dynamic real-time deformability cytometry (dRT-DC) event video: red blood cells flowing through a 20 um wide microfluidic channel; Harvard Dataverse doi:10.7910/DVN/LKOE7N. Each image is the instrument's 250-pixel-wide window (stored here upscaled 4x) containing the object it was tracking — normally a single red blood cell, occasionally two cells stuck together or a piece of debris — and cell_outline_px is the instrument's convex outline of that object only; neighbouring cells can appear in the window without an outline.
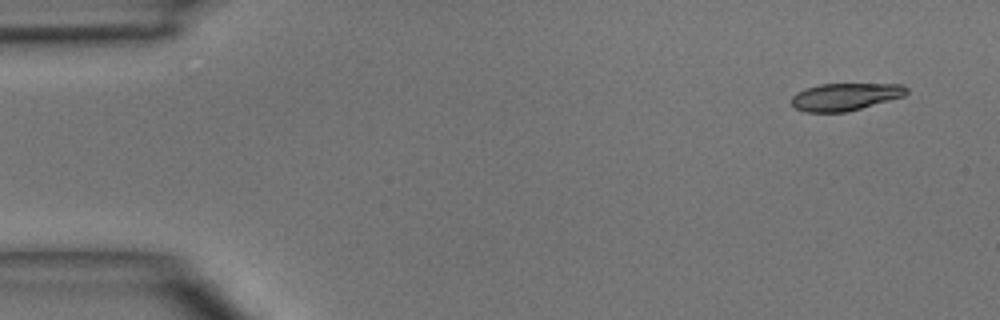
{"species": "common noctule bat (a hibernating species)", "species_latin": "Nyctalus noctula", "temperature_condition": "room temperature", "stored_images_in_passage": 3, "segment_of_instrument_passage": [2, 2], "camera_frame_rate_fps": 3000, "um_per_image_px": 0.085, "animal": {"sex": "male", "body_mass_g": 15.6}, "frame": {"image": 1, "passage_image": 3, "time_ms": 2.333, "image_size_px": [1000, 320], "cell_outline_px": [[908, 92], [904, 96], [860, 108], [844, 112], [804, 112], [796, 108], [792, 104], [792, 96], [796, 92], [804, 88], [820, 84], [904, 84], [908, 88]], "centroid_in_image_um": [71.83, 8.21], "position_along_channel_um": 13.2, "area_um2": 18.32}}